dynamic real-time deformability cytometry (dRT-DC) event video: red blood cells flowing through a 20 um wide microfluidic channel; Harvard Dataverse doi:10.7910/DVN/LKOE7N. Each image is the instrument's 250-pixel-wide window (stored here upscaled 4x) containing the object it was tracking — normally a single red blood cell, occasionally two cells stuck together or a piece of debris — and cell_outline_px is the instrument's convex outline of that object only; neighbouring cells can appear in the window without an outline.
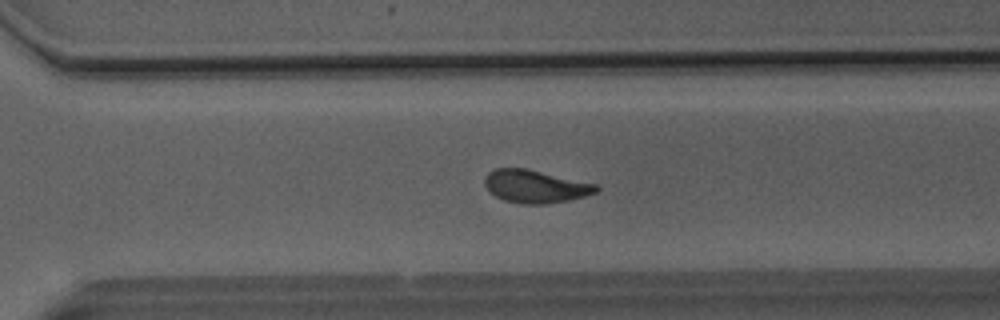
{"species": "Egyptian fruit bat (a non-hibernating species)", "species_latin": "Rousettus aegyptiacus", "temperature_condition": "room temperature", "stored_images_in_passage": 50, "segment_of_instrument_passage": [1, 2], "camera_frame_rate_fps": 3000, "um_per_image_px": 0.085, "animal": {"sex": "male"}, "frame": {"image": 1, "passage_image": 34, "time_ms": 11.0, "image_size_px": [1000, 320], "cell_outline_px": [[600, 188], [596, 192], [584, 196], [568, 200], [544, 204], [524, 204], [504, 200], [488, 192], [484, 184], [484, 180], [488, 172], [496, 168], [524, 168], [596, 184]], "centroid_in_image_um": [45.46, 15.84], "position_along_channel_um": 325.1, "area_um2": 21.15}}
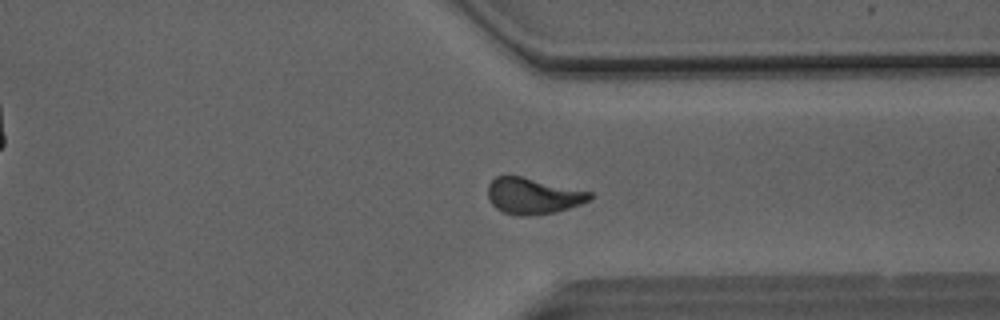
{"frame": {"image": 2, "passage_image": 37, "time_ms": 12.0, "image_size_px": [1000, 320], "cell_outline_px": [[592, 196], [588, 200], [580, 204], [556, 212], [528, 216], [520, 216], [504, 212], [496, 208], [492, 204], [488, 196], [488, 184], [496, 176], [520, 176], [592, 192]], "centroid_in_image_um": [45.28, 16.66], "position_along_channel_um": 366.1, "area_um2": 21.21}}
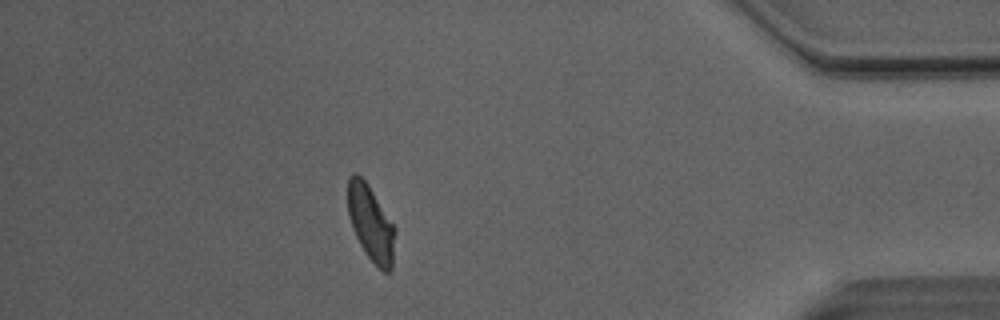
{"frame": {"image": 3, "passage_image": 43, "time_ms": 14.0, "image_size_px": [1000, 320], "cell_outline_px": [[396, 232], [392, 268], [388, 272], [384, 272], [364, 252], [352, 228], [348, 216], [348, 180], [352, 172], [356, 172], [368, 184], [396, 228]], "centroid_in_image_um": [31.52, 18.96], "position_along_channel_um": 403.7, "area_um2": 20.81}}